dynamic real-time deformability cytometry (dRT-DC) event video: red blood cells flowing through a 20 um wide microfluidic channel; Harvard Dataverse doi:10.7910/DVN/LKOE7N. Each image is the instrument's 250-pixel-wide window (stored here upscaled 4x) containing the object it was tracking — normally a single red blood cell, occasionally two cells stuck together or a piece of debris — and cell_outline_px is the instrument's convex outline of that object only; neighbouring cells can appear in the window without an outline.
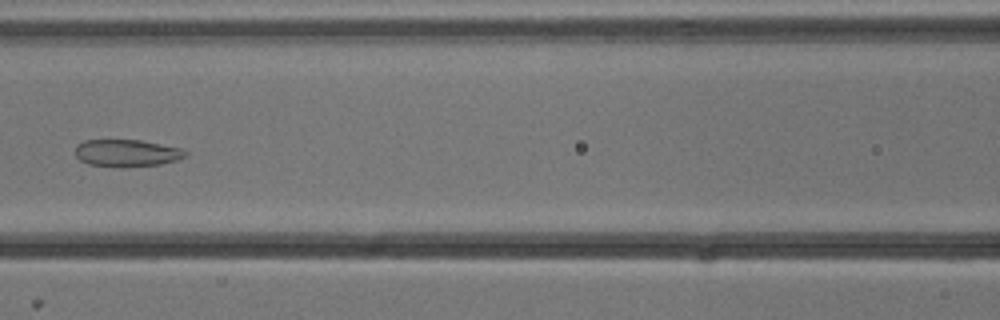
{"species": "common noctule bat (a hibernating species)", "species_latin": "Nyctalus noctula", "temperature_condition": "cold", "stored_images_in_passage": 6, "camera_frame_rate_fps": 3000, "um_per_image_px": 0.085, "animal": {"sex": "male", "body_mass_g": 13.3}, "frame": {"image": 1, "passage_image": 6, "time_ms": 1.667, "image_size_px": [1000, 320], "cell_outline_px": [[188, 156], [176, 160], [160, 164], [124, 168], [88, 164], [80, 160], [76, 156], [76, 144], [84, 140], [140, 140], [184, 148], [188, 152]], "centroid_in_image_um": [10.81, 13.01], "position_along_channel_um": 155.8, "area_um2": 17.74}}